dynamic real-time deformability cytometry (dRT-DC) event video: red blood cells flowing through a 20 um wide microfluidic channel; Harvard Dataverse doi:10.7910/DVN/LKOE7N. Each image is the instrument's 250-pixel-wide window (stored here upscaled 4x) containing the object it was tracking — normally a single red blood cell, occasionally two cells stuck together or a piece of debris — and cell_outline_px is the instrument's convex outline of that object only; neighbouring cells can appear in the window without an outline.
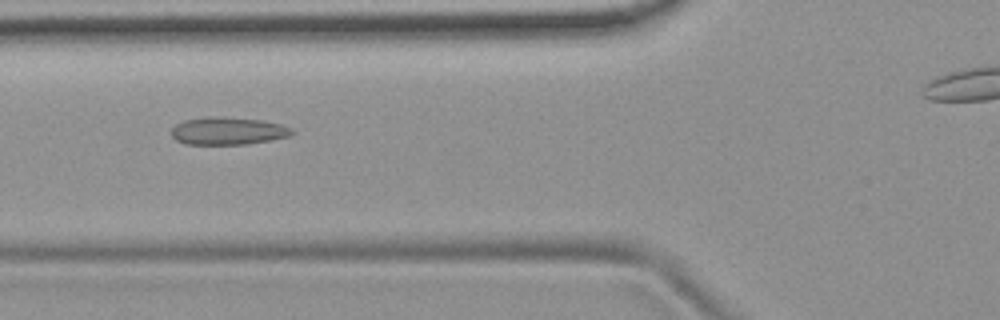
{"species": "common noctule bat (a hibernating species)", "species_latin": "Nyctalus noctula", "temperature_condition": "room temperature", "stored_images_in_passage": 47, "camera_frame_rate_fps": 3000, "um_per_image_px": 0.085, "animal": {"sex": "female", "body_mass_g": 19.9}, "frame": {"image": 1, "passage_image": 20, "time_ms": 6.333, "image_size_px": [1000, 320], "cell_outline_px": [[296, 132], [288, 136], [272, 140], [248, 144], [184, 144], [176, 140], [172, 136], [172, 128], [176, 124], [184, 120], [212, 116], [216, 116], [260, 120], [280, 124], [292, 128]], "centroid_in_image_um": [19.38, 11.13], "position_along_channel_um": 106.4, "area_um2": 19.36}}
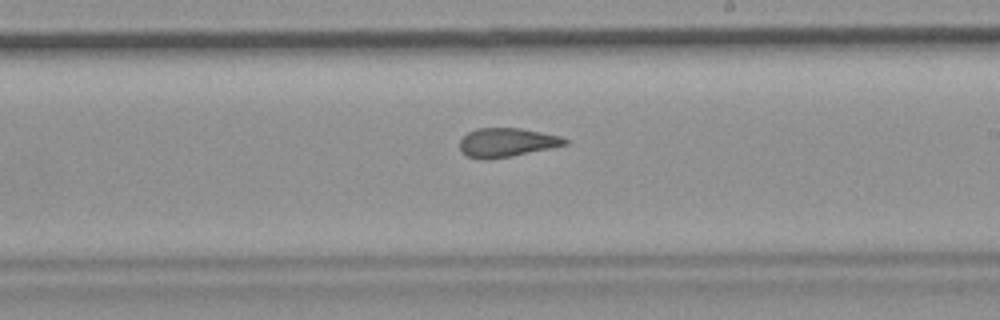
{"frame": {"image": 2, "passage_image": 31, "time_ms": 10.0, "image_size_px": [1000, 320], "cell_outline_px": [[568, 144], [552, 148], [512, 156], [484, 160], [468, 156], [460, 148], [460, 140], [468, 132], [476, 128], [520, 128], [560, 136], [568, 140]], "centroid_in_image_um": [43.09, 12.11], "position_along_channel_um": 245.9, "area_um2": 17.63}}
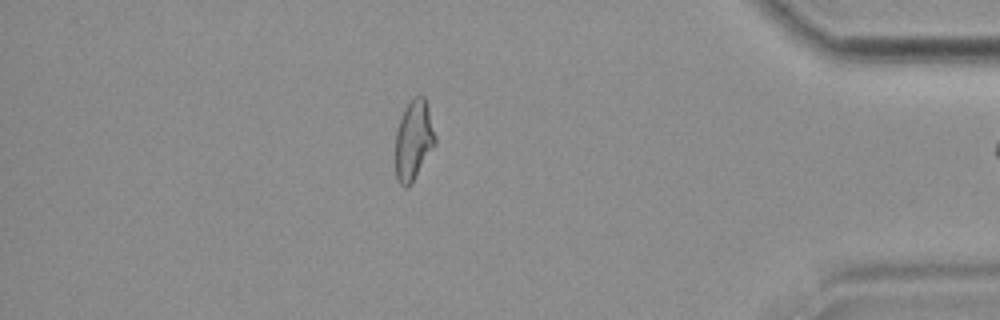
{"frame": {"image": 3, "passage_image": 46, "time_ms": 15.0, "image_size_px": [1000, 320], "cell_outline_px": [[436, 144], [412, 184], [408, 188], [404, 188], [396, 180], [396, 132], [404, 108], [412, 96], [420, 92], [424, 96], [428, 108], [436, 136]], "centroid_in_image_um": [35.17, 11.91], "position_along_channel_um": 400.0, "area_um2": 18.9}}